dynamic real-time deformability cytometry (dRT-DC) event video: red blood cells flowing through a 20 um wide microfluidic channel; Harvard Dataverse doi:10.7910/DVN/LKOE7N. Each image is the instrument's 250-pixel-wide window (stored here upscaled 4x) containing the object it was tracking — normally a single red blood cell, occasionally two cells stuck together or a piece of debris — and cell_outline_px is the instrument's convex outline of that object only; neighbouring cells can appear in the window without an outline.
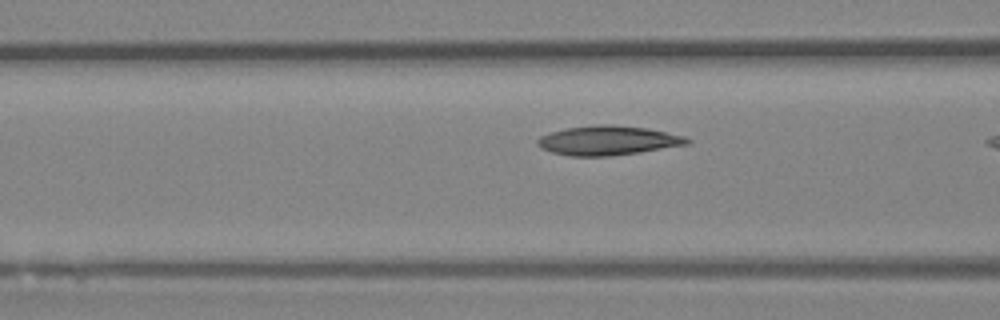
{"species": "Egyptian fruit bat (a non-hibernating species)", "species_latin": "Rousettus aegyptiacus", "temperature_condition": "room temperature", "stored_images_in_passage": 9, "camera_frame_rate_fps": 3000, "um_per_image_px": 0.085, "animal": {"sex": "female"}, "frame": {"image": 1, "passage_image": 7, "time_ms": 2.0, "image_size_px": [1000, 320], "cell_outline_px": [[692, 140], [688, 144], [640, 152], [612, 156], [568, 156], [552, 152], [540, 148], [536, 144], [536, 140], [540, 136], [564, 128], [600, 124], [612, 124], [648, 128], [684, 136]], "centroid_in_image_um": [51.65, 11.94], "position_along_channel_um": 114.9, "area_um2": 25.72}}